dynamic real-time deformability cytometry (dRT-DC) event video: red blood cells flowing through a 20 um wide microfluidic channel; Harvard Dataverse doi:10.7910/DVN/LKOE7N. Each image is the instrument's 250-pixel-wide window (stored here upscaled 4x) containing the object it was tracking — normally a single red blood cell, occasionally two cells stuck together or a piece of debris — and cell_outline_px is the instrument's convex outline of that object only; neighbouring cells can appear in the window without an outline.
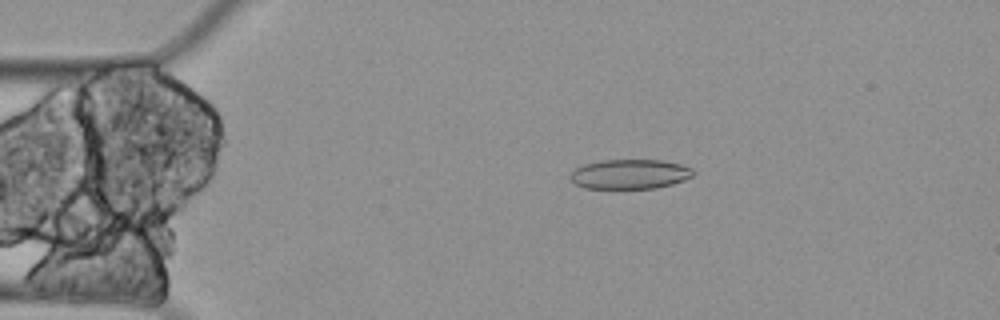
{"species": "Egyptian fruit bat (a non-hibernating species)", "species_latin": "Rousettus aegyptiacus", "temperature_condition": "cold", "stored_images_in_passage": 7, "camera_frame_rate_fps": 3000, "um_per_image_px": 0.085, "animal": {"sex": "female"}, "frame": {"image": 1, "passage_image": 1, "time_ms": 0.0, "image_size_px": [1000, 320], "cell_outline_px": [[692, 176], [684, 180], [672, 184], [656, 188], [584, 188], [576, 184], [568, 176], [576, 168], [584, 164], [604, 160], [664, 160], [680, 164], [692, 168]], "centroid_in_image_um": [53.53, 14.8], "position_along_channel_um": 31.5, "area_um2": 21.1}}
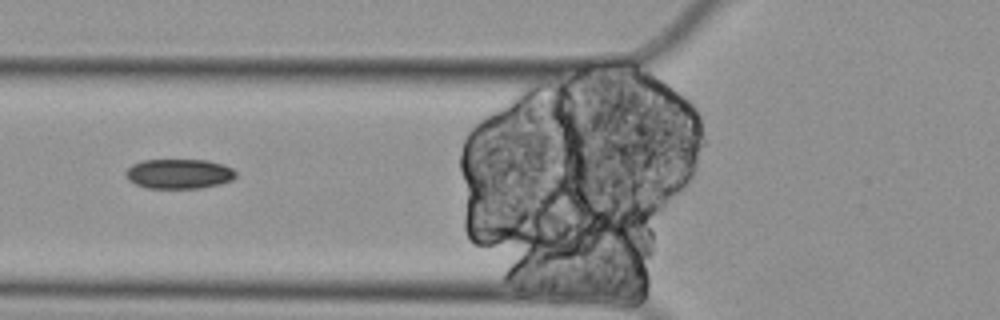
{"frame": {"image": 2, "passage_image": 4, "time_ms": 1.0, "image_size_px": [1000, 320], "cell_outline_px": [[236, 176], [232, 180], [220, 184], [200, 188], [148, 188], [136, 184], [128, 180], [124, 172], [132, 164], [144, 160], [208, 160], [224, 164], [232, 168], [236, 172]], "centroid_in_image_um": [15.23, 14.77], "position_along_channel_um": 110.6, "area_um2": 19.19}}
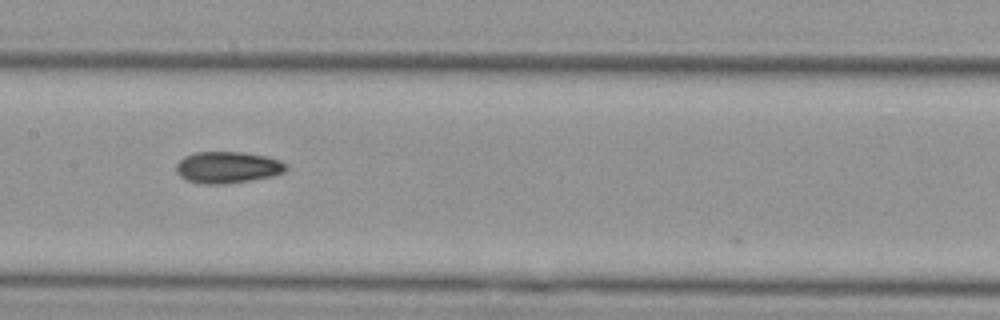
{"frame": {"image": 3, "passage_image": 6, "time_ms": 1.667, "image_size_px": [1000, 320], "cell_outline_px": [[288, 168], [284, 172], [272, 176], [224, 184], [204, 184], [188, 180], [180, 176], [176, 172], [176, 164], [184, 156], [196, 152], [244, 152], [264, 156], [280, 160], [288, 164]], "centroid_in_image_um": [19.35, 14.22], "position_along_channel_um": 188.1, "area_um2": 20.17}}